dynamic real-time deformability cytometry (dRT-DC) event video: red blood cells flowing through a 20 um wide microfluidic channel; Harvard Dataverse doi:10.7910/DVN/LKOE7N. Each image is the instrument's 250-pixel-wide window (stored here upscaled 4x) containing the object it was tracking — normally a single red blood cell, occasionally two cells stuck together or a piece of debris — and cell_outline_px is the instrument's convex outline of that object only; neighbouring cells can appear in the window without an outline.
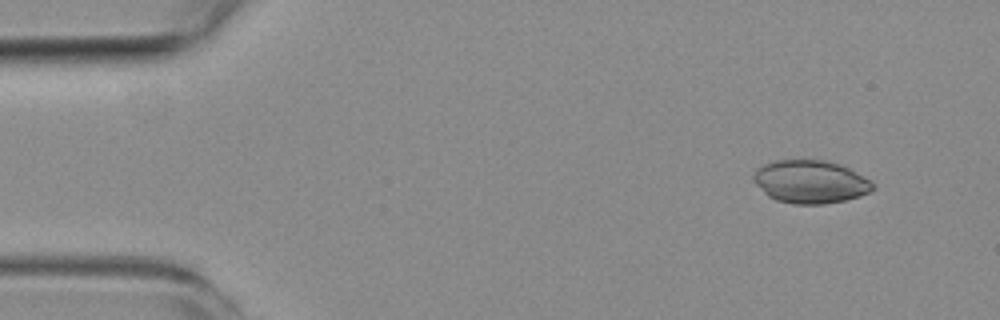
{"species": "common noctule bat (a hibernating species)", "species_latin": "Nyctalus noctula", "temperature_condition": "room temperature", "stored_images_in_passage": 3, "camera_frame_rate_fps": 3000, "um_per_image_px": 0.085, "animal": {"sex": "female", "body_mass_g": 19.3, "forearm_length_mm": 54.1}, "frame": {"image": 1, "passage_image": 1, "time_ms": 0.0, "image_size_px": [1000, 320], "cell_outline_px": [[876, 188], [860, 196], [844, 200], [824, 204], [792, 204], [776, 200], [768, 196], [752, 180], [752, 176], [764, 164], [772, 160], [824, 160], [840, 164], [848, 168], [876, 184]], "centroid_in_image_um": [68.88, 15.45], "position_along_channel_um": 16.1, "area_um2": 29.82}}